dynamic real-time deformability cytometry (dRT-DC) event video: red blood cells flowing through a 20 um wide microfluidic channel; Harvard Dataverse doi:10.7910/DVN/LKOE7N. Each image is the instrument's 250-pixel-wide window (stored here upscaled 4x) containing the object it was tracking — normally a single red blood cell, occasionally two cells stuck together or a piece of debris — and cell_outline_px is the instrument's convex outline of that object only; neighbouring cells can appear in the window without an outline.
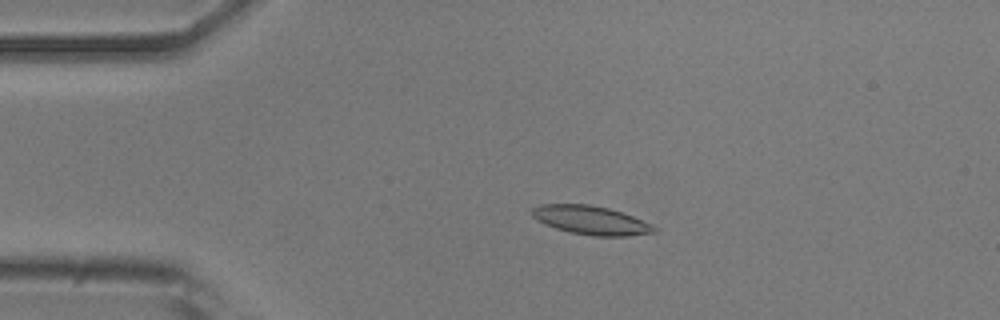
{"species": "common noctule bat (a hibernating species)", "species_latin": "Nyctalus noctula", "temperature_condition": "room temperature", "stored_images_in_passage": 52, "camera_frame_rate_fps": 3000, "um_per_image_px": 0.085, "animal": {"sex": "male", "body_mass_g": 20.5, "forearm_length_mm": 52.5}, "frame": {"image": 1, "passage_image": 9, "time_ms": 2.667, "image_size_px": [1000, 320], "cell_outline_px": [[660, 228], [656, 232], [628, 236], [596, 236], [572, 232], [556, 228], [536, 220], [532, 216], [532, 208], [540, 204], [588, 204], [608, 208], [632, 216]], "centroid_in_image_um": [50.24, 18.72], "position_along_channel_um": 34.8, "area_um2": 20.29}}
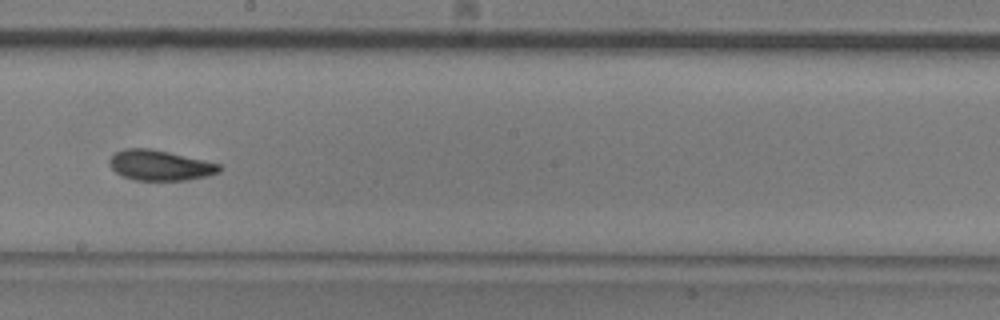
{"frame": {"image": 2, "passage_image": 28, "time_ms": 9.0, "image_size_px": [1000, 320], "cell_outline_px": [[220, 172], [204, 176], [184, 180], [136, 180], [120, 176], [108, 164], [108, 160], [116, 152], [124, 148], [148, 148], [168, 152], [220, 164]], "centroid_in_image_um": [13.53, 14.05], "position_along_channel_um": 234.7, "area_um2": 19.19}}
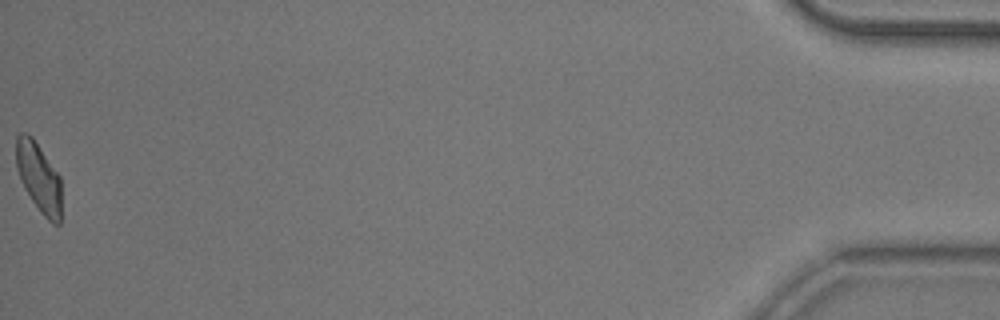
{"frame": {"image": 3, "passage_image": 52, "time_ms": 17.0, "image_size_px": [1000, 320], "cell_outline_px": [[60, 224], [52, 224], [40, 212], [24, 188], [16, 168], [16, 136], [20, 132], [28, 132], [32, 136], [60, 176]], "centroid_in_image_um": [3.28, 15.05], "position_along_channel_um": 431.9, "area_um2": 18.32}, "authors_computed_cell_mechanics": {"area_um2": 19.4208, "velocity_mm_per_s": 3.7324, "shape_relaxation_time_tau1_ms": 4.5832, "shape_relaxation_time_tau2_ms": 2.9698, "deformation_change_tau1": 0.1587, "deformation_change_tau2": 0.0887}}